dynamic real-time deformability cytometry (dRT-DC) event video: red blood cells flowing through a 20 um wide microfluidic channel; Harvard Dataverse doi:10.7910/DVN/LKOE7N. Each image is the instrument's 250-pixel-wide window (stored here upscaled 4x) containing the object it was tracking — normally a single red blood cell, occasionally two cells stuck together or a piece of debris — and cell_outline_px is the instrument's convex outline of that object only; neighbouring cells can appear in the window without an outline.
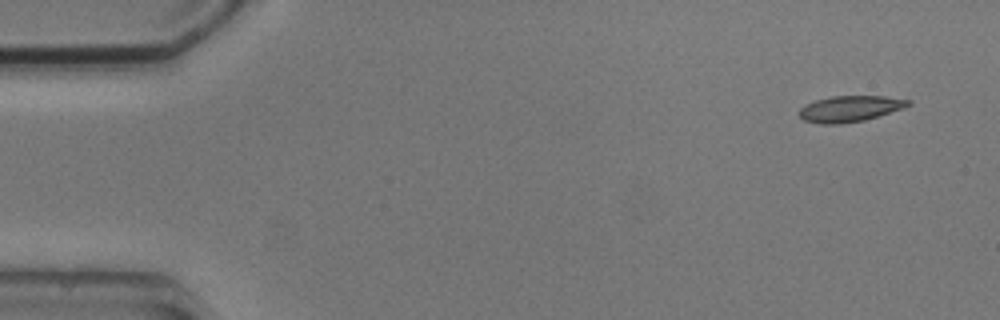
{"species": "common noctule bat (a hibernating species)", "species_latin": "Nyctalus noctula", "temperature_condition": "cold", "stored_images_in_passage": 5, "camera_frame_rate_fps": 3000, "um_per_image_px": 0.085, "animal": {"sex": "male", "body_mass_g": 20.5, "forearm_length_mm": 52.5}, "frame": {"image": 1, "passage_image": 1, "time_ms": 0.0, "image_size_px": [1000, 320], "cell_outline_px": [[912, 104], [904, 108], [864, 120], [840, 124], [820, 124], [804, 120], [800, 116], [800, 108], [804, 104], [816, 100], [832, 96], [884, 96], [912, 100]], "centroid_in_image_um": [72.26, 9.24], "position_along_channel_um": 12.7, "area_um2": 16.53}}
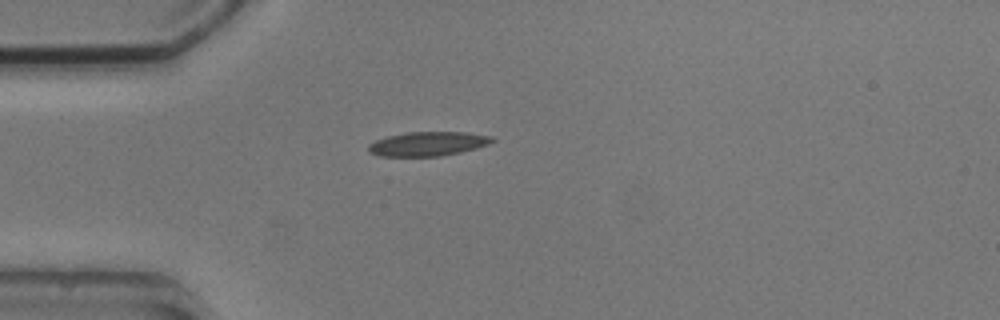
{"frame": {"image": 2, "passage_image": 4, "time_ms": 3.667, "image_size_px": [1000, 320], "cell_outline_px": [[496, 140], [488, 144], [476, 148], [460, 152], [440, 156], [380, 156], [368, 152], [368, 144], [376, 140], [388, 136], [408, 132], [468, 132], [492, 136]], "centroid_in_image_um": [36.38, 12.22], "position_along_channel_um": 48.6, "area_um2": 17.46}}